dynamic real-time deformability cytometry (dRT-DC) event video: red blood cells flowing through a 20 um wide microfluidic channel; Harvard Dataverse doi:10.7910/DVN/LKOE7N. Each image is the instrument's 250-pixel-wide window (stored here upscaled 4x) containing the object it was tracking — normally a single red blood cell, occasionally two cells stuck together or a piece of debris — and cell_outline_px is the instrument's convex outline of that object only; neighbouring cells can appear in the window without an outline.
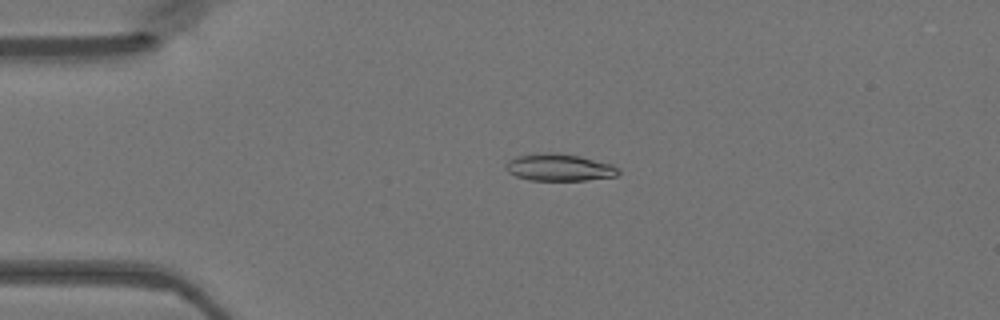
{"species": "Egyptian fruit bat (a non-hibernating species)", "species_latin": "Rousettus aegyptiacus", "temperature_condition": "warm", "stored_images_in_passage": 48, "camera_frame_rate_fps": 3000, "um_per_image_px": 0.085, "animal": {"sex": "female"}, "frame": {"image": 1, "passage_image": 11, "time_ms": 3.333, "image_size_px": [1000, 320], "cell_outline_px": [[620, 172], [616, 176], [584, 180], [528, 180], [516, 176], [508, 172], [504, 168], [504, 164], [508, 160], [516, 156], [548, 152], [552, 152], [580, 156], [612, 164], [620, 168]], "centroid_in_image_um": [47.51, 14.23], "position_along_channel_um": 37.5, "area_um2": 17.86}}
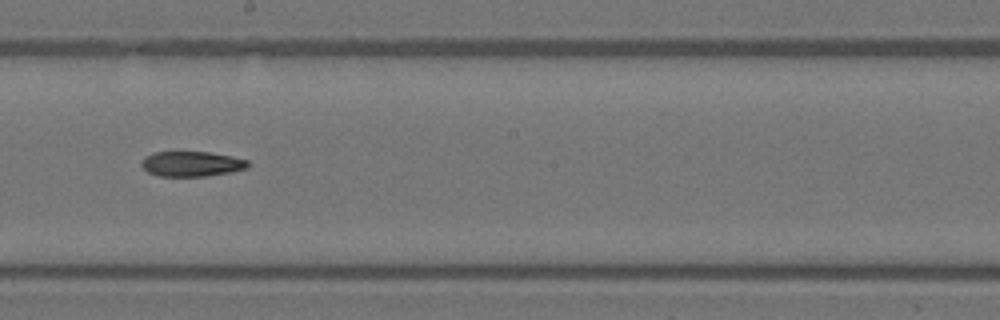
{"frame": {"image": 2, "passage_image": 27, "time_ms": 8.667, "image_size_px": [1000, 320], "cell_outline_px": [[248, 168], [228, 172], [204, 176], [156, 176], [148, 172], [140, 164], [144, 156], [152, 152], [208, 152], [232, 156], [248, 160]], "centroid_in_image_um": [16.24, 13.92], "position_along_channel_um": 232.0, "area_um2": 15.55}}
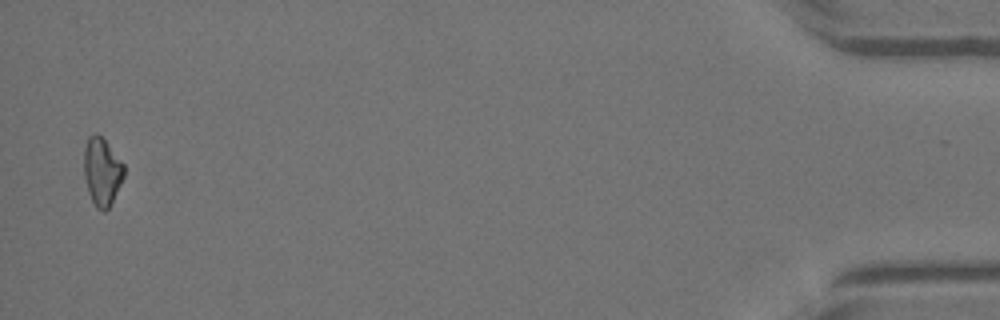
{"frame": {"image": 3, "passage_image": 47, "time_ms": 15.333, "image_size_px": [1000, 320], "cell_outline_px": [[124, 176], [108, 208], [104, 212], [96, 208], [88, 192], [84, 176], [84, 148], [88, 136], [96, 132], [108, 144], [124, 164]], "centroid_in_image_um": [8.65, 14.57], "position_along_channel_um": 426.6, "area_um2": 15.66}}